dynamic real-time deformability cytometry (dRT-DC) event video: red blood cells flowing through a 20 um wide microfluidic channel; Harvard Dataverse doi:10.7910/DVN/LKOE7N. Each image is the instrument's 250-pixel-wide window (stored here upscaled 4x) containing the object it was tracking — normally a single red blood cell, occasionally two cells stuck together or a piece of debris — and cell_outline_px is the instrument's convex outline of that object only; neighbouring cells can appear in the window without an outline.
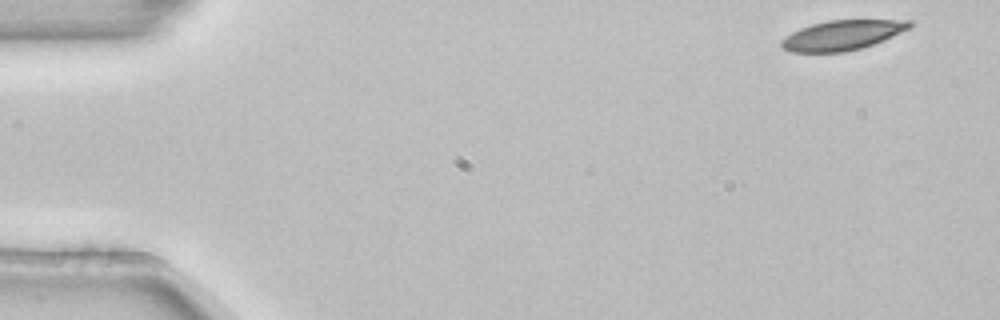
{"species": "common noctule bat (a hibernating species)", "species_latin": "Nyctalus noctula", "temperature_condition": "room temperature", "stored_images_in_passage": 4, "camera_frame_rate_fps": 3000, "um_per_image_px": 0.085, "animal": {"sex": "female", "body_mass_g": 22.7, "forearm_length_mm": 54.2}, "frame": {"image": 1, "passage_image": 1, "time_ms": 0.0, "image_size_px": [1000, 320], "cell_outline_px": [[912, 24], [908, 28], [892, 36], [872, 44], [860, 48], [844, 52], [792, 52], [784, 48], [780, 44], [780, 40], [792, 32], [800, 28], [812, 24], [828, 20], [912, 20]], "centroid_in_image_um": [71.55, 2.98], "position_along_channel_um": 13.4, "area_um2": 21.96}}
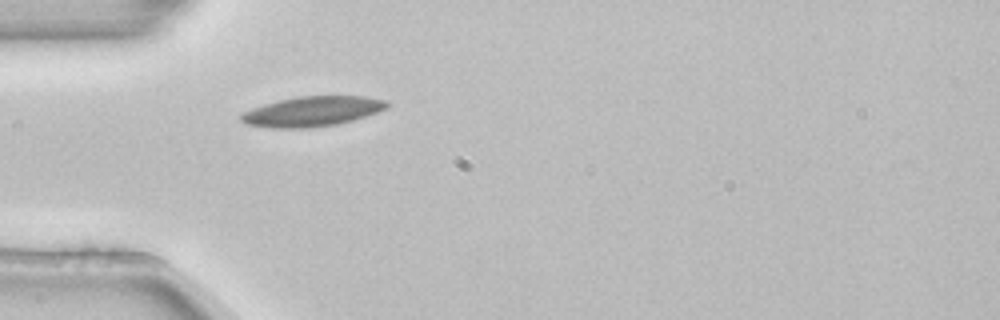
{"frame": {"image": 2, "passage_image": 4, "time_ms": 1.0, "image_size_px": [1000, 320], "cell_outline_px": [[392, 104], [388, 108], [352, 120], [336, 124], [308, 128], [276, 128], [248, 124], [240, 120], [240, 116], [244, 112], [264, 104], [296, 96], [364, 96], [388, 100]], "centroid_in_image_um": [26.6, 9.45], "position_along_channel_um": 58.4, "area_um2": 25.32}}